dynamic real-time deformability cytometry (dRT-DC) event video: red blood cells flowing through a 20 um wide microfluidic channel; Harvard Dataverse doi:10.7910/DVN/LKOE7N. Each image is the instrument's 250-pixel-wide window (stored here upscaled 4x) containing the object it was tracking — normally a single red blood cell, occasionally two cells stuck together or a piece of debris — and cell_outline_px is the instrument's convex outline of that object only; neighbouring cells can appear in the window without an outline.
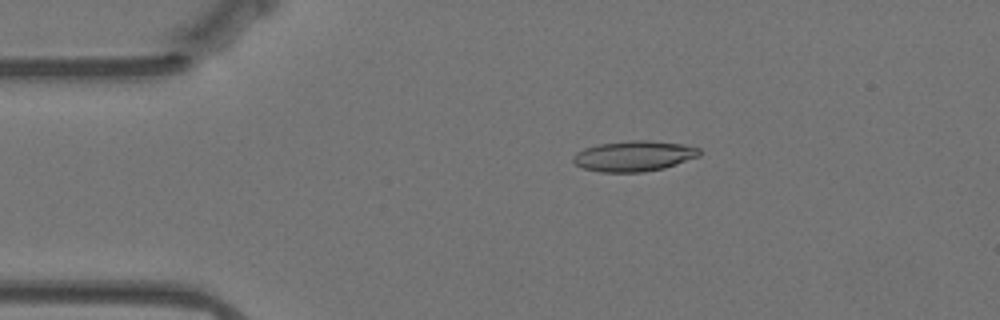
{"species": "Egyptian fruit bat (a non-hibernating species)", "species_latin": "Rousettus aegyptiacus", "temperature_condition": "warm", "stored_images_in_passage": 53, "camera_frame_rate_fps": 3000, "um_per_image_px": 0.085, "animal": {"sex": "female"}, "frame": {"image": 1, "passage_image": 11, "time_ms": 3.333, "image_size_px": [1000, 320], "cell_outline_px": [[700, 156], [664, 168], [644, 172], [600, 172], [584, 168], [576, 164], [572, 160], [572, 156], [576, 152], [584, 148], [600, 144], [632, 140], [648, 140], [684, 144], [700, 148]], "centroid_in_image_um": [53.89, 13.26], "position_along_channel_um": 31.1, "area_um2": 22.48}}
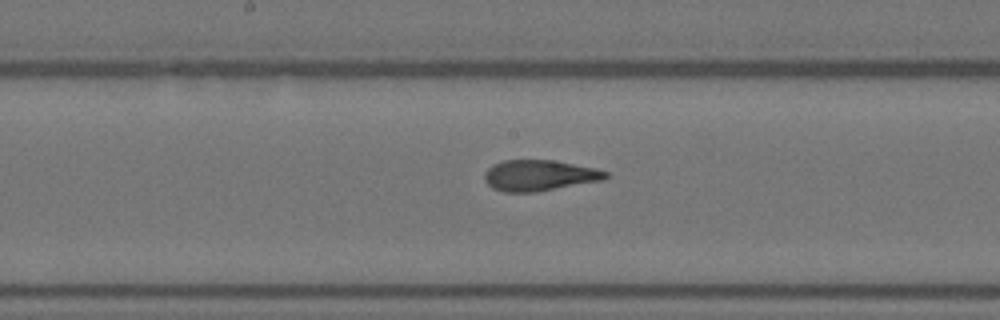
{"frame": {"image": 2, "passage_image": 29, "time_ms": 9.333, "image_size_px": [1000, 320], "cell_outline_px": [[608, 176], [604, 180], [536, 192], [504, 192], [492, 188], [484, 180], [484, 172], [492, 164], [504, 160], [552, 160], [596, 168], [608, 172]], "centroid_in_image_um": [45.83, 14.91], "position_along_channel_um": 202.4, "area_um2": 21.91}}
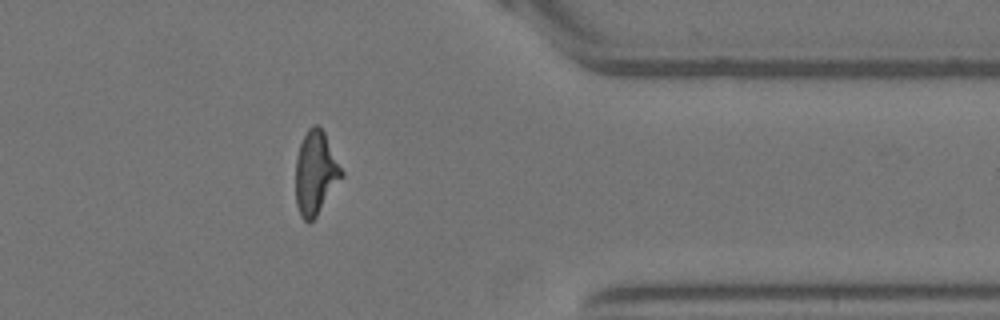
{"frame": {"image": 3, "passage_image": 46, "time_ms": 15.0, "image_size_px": [1000, 320], "cell_outline_px": [[344, 176], [316, 216], [308, 224], [300, 216], [296, 204], [296, 160], [300, 144], [308, 128], [312, 124], [316, 124], [324, 132], [344, 172]], "centroid_in_image_um": [26.83, 14.71], "position_along_channel_um": 384.6, "area_um2": 22.31}, "authors_computed_cell_mechanics": {"area_um2": 21.964, "velocity_mm_per_s": 3.5317, "shape_relaxation_time_tau1_ms": 6.0444, "shape_relaxation_time_tau2_ms": 1.4007, "deformation_change_tau1": 0.2382, "deformation_change_tau2": 0.1038}}